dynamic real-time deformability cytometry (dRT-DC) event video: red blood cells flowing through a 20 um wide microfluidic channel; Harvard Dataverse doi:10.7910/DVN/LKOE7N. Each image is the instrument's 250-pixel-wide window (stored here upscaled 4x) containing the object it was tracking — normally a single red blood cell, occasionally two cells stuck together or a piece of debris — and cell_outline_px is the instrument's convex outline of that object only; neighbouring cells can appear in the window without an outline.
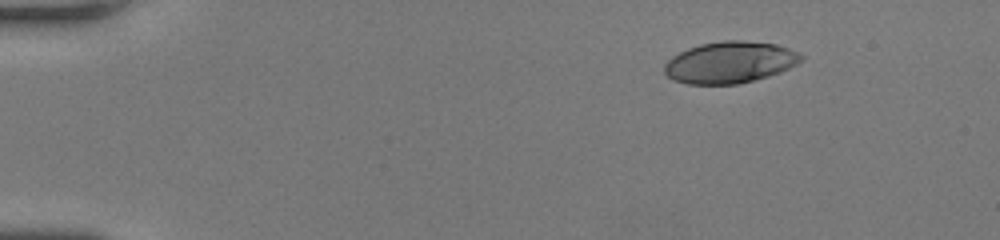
{"species": "human", "species_latin": "Homo sapiens", "temperature_condition": "room temperature", "stored_images_in_passage": 49, "camera_frame_rate_fps": 3000, "um_per_image_px": 0.085, "donor": {"sex": "female"}, "frame": {"image": 1, "passage_image": 1, "time_ms": 0.0, "image_size_px": [1000, 240], "cell_outline_px": [[804, 60], [780, 72], [768, 76], [736, 84], [688, 84], [676, 80], [668, 76], [664, 72], [664, 64], [672, 56], [688, 48], [700, 44], [724, 40], [744, 40], [776, 44], [788, 48], [804, 56]], "centroid_in_image_um": [62.04, 5.29], "position_along_channel_um": 23.0, "area_um2": 33.0}}
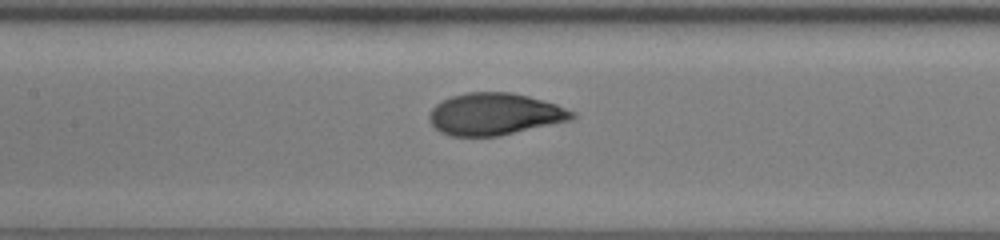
{"frame": {"image": 2, "passage_image": 21, "time_ms": 6.667, "image_size_px": [1000, 240], "cell_outline_px": [[576, 116], [572, 120], [500, 136], [452, 136], [440, 132], [428, 120], [428, 116], [432, 108], [436, 104], [452, 96], [468, 92], [512, 92], [528, 96], [556, 104], [576, 112]], "centroid_in_image_um": [42.07, 9.7], "position_along_channel_um": 165.3, "area_um2": 35.03}}
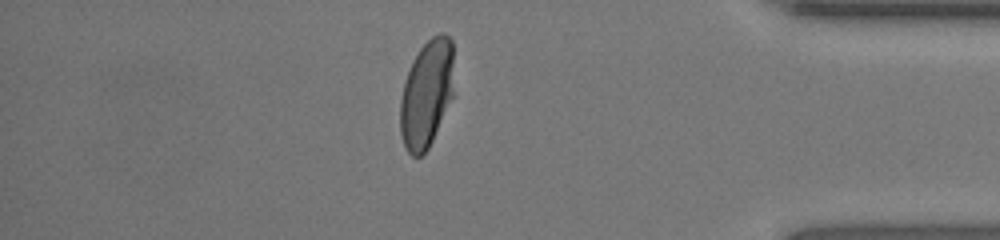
{"frame": {"image": 3, "passage_image": 42, "time_ms": 13.667, "image_size_px": [1000, 240], "cell_outline_px": [[452, 96], [432, 140], [428, 148], [420, 156], [412, 156], [408, 152], [404, 144], [400, 132], [400, 100], [404, 80], [412, 60], [420, 48], [432, 36], [440, 32], [444, 32], [452, 40]], "centroid_in_image_um": [36.23, 7.94], "position_along_channel_um": 399.0, "area_um2": 33.35}, "authors_computed_cell_mechanics": {"area_um2": 35.0268, "velocity_mm_per_s": 3.7389, "shape_relaxation_time_tau1_ms": 4.0359, "shape_relaxation_time_tau2_ms": null, "deformation_change_tau1": 0.2027, "deformation_change_tau2": null}}